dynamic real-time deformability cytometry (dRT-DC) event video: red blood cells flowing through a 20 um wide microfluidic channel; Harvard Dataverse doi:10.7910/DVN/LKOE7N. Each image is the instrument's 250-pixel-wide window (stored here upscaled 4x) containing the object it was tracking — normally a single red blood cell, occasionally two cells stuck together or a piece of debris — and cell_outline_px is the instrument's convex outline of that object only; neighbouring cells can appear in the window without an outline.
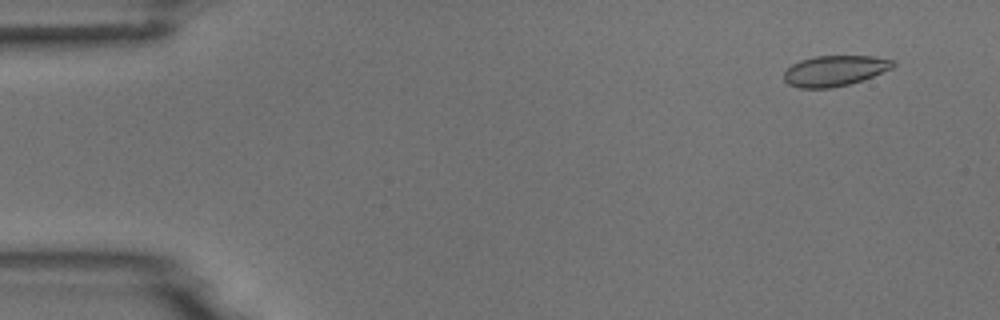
{"species": "common noctule bat (a hibernating species)", "species_latin": "Nyctalus noctula", "temperature_condition": "room temperature", "stored_images_in_passage": 7, "camera_frame_rate_fps": 3000, "um_per_image_px": 0.085, "animal": {"sex": "male", "body_mass_g": 18.8}, "frame": {"image": 1, "passage_image": 1, "time_ms": 0.0, "image_size_px": [1000, 320], "cell_outline_px": [[896, 64], [892, 68], [864, 80], [832, 88], [800, 88], [788, 84], [784, 80], [784, 72], [792, 64], [800, 60], [816, 56], [872, 56], [896, 60]], "centroid_in_image_um": [70.97, 6.01], "position_along_channel_um": 14.0, "area_um2": 19.54}}
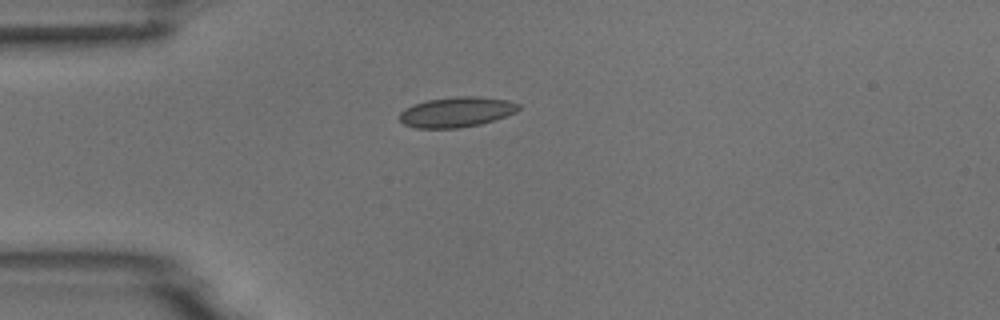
{"frame": {"image": 2, "passage_image": 4, "time_ms": 3.333, "image_size_px": [1000, 320], "cell_outline_px": [[520, 108], [516, 112], [480, 124], [460, 128], [416, 128], [404, 124], [400, 120], [400, 112], [404, 108], [412, 104], [428, 100], [456, 96], [480, 96], [508, 100], [520, 104]], "centroid_in_image_um": [38.79, 9.51], "position_along_channel_um": 46.2, "area_um2": 20.98}}